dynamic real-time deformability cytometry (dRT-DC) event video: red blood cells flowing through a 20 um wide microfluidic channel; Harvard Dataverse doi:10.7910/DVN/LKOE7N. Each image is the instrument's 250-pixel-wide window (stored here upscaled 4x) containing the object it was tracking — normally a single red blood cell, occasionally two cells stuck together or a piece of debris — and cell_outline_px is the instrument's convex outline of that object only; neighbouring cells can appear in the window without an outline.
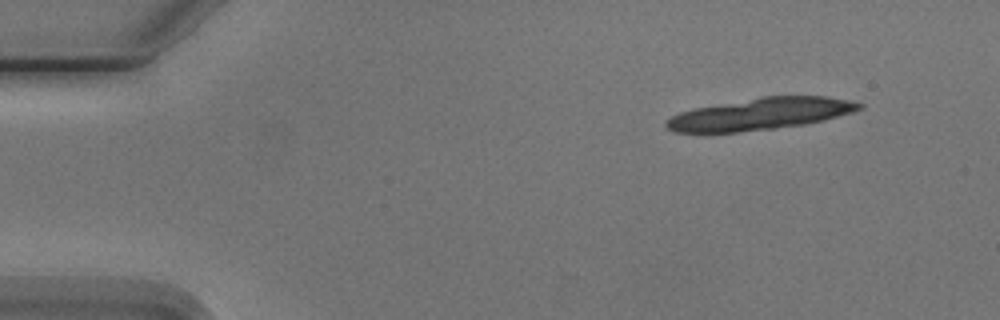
{"species": "Egyptian fruit bat (a non-hibernating species)", "species_latin": "Rousettus aegyptiacus", "temperature_condition": "cold", "stored_images_in_passage": 7, "camera_frame_rate_fps": 3000, "um_per_image_px": 0.085, "animal": {"sex": "male"}, "frame": {"image": 1, "passage_image": 1, "time_ms": 0.0, "image_size_px": [1000, 320], "cell_outline_px": [[864, 108], [852, 112], [824, 120], [804, 124], [772, 128], [736, 132], [676, 132], [668, 128], [664, 124], [664, 120], [680, 112], [692, 108], [760, 96], [824, 96], [848, 100], [864, 104]], "centroid_in_image_um": [64.61, 9.67], "position_along_channel_um": 20.4, "area_um2": 35.72}}
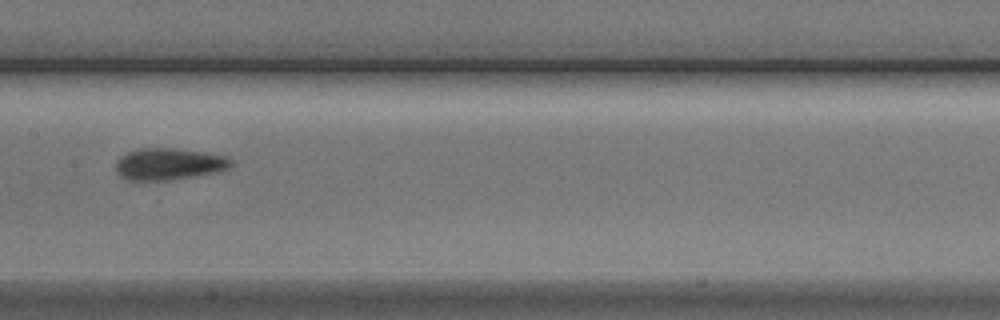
{"frame": {"image": 2, "passage_image": 7, "time_ms": 7.333, "image_size_px": [1000, 320], "cell_outline_px": [[232, 164], [228, 168], [216, 172], [168, 180], [128, 180], [120, 176], [116, 168], [116, 160], [120, 156], [128, 152], [140, 148], [176, 148], [228, 156], [232, 160]], "centroid_in_image_um": [14.34, 13.93], "position_along_channel_um": 193.1, "area_um2": 21.21}}